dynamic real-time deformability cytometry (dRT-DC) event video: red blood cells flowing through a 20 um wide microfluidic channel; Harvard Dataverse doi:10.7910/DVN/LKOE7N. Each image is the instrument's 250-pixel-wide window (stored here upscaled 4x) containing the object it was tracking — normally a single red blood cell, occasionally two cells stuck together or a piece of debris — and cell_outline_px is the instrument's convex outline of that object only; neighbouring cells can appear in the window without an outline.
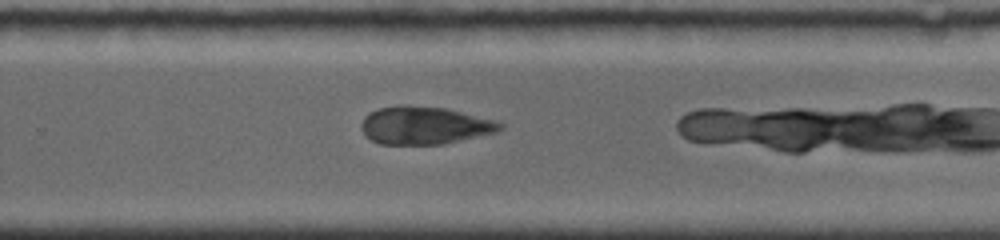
{"species": "common noctule bat (a hibernating species)", "species_latin": "Nyctalus noctula", "temperature_condition": "room temperature", "stored_images_in_passage": 17, "camera_frame_rate_fps": 4000, "um_per_image_px": 0.085, "animal": {"sex": "female", "body_mass_g": 19.0, "forearm_length_mm": 56.7}, "frame": {"image": 1, "passage_image": 8, "time_ms": 5.75, "image_size_px": [1000, 240], "cell_outline_px": [[504, 128], [496, 132], [444, 144], [380, 144], [364, 136], [360, 128], [360, 124], [364, 116], [368, 112], [380, 108], [400, 104], [404, 104], [444, 108], [496, 120], [504, 124]], "centroid_in_image_um": [36.05, 10.65], "position_along_channel_um": 293.8, "area_um2": 30.81}}